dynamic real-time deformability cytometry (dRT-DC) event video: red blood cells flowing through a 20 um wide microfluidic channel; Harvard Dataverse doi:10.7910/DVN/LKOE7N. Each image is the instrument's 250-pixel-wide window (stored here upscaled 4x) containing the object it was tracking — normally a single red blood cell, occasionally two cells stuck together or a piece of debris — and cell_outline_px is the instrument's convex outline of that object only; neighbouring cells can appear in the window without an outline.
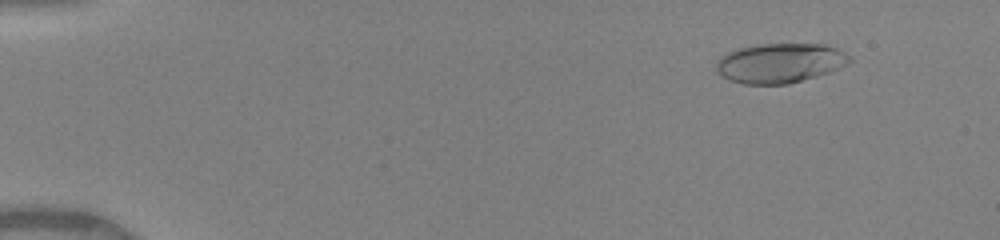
{"species": "human", "species_latin": "Homo sapiens", "temperature_condition": "warm", "stored_images_in_passage": 50, "camera_frame_rate_fps": 3000, "um_per_image_px": 0.085, "donor": {"sex": "female"}, "frame": {"image": 1, "passage_image": 6, "time_ms": 1.667, "image_size_px": [1000, 240], "cell_outline_px": [[852, 60], [848, 64], [828, 72], [816, 76], [788, 84], [744, 84], [728, 80], [716, 68], [716, 60], [720, 56], [728, 52], [740, 48], [756, 44], [828, 44], [852, 56]], "centroid_in_image_um": [66.31, 5.35], "position_along_channel_um": 18.7, "area_um2": 30.81}}
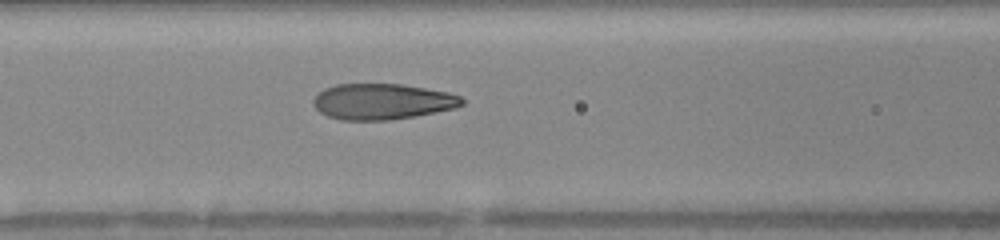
{"frame": {"image": 2, "passage_image": 23, "time_ms": 7.333, "image_size_px": [1000, 240], "cell_outline_px": [[464, 104], [456, 108], [412, 116], [388, 120], [340, 120], [328, 116], [320, 112], [312, 104], [312, 100], [324, 88], [336, 84], [400, 84], [448, 92], [460, 96], [464, 100]], "centroid_in_image_um": [32.47, 8.63], "position_along_channel_um": 134.1, "area_um2": 30.92}}
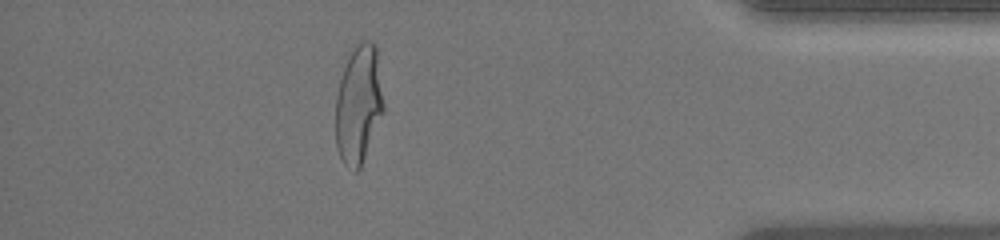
{"frame": {"image": 3, "passage_image": 45, "time_ms": 14.667, "image_size_px": [1000, 240], "cell_outline_px": [[384, 112], [360, 168], [356, 172], [344, 164], [336, 148], [336, 96], [340, 80], [352, 44], [360, 40], [372, 40], [376, 44], [384, 104]], "centroid_in_image_um": [30.49, 8.82], "position_along_channel_um": 404.7, "area_um2": 33.47}, "authors_computed_cell_mechanics": {"area_um2": 31.7611, "velocity_mm_per_s": 4.1399, "shape_relaxation_time_tau1_ms": 4.5593, "shape_relaxation_time_tau2_ms": null, "deformation_change_tau1": 0.2415, "deformation_change_tau2": null}}